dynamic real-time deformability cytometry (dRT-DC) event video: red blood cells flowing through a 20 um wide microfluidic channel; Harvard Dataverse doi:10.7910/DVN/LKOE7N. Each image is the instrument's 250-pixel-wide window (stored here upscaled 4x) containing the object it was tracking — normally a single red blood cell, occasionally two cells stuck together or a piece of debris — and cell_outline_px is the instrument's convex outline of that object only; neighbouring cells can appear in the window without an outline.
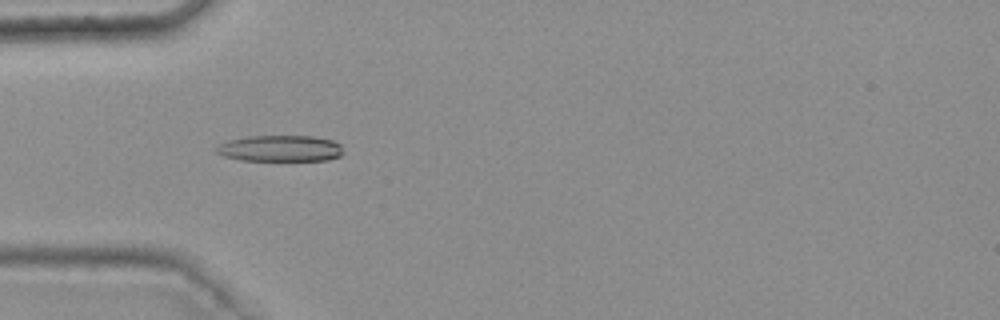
{"species": "common noctule bat (a hibernating species)", "species_latin": "Nyctalus noctula", "temperature_condition": "warm", "stored_images_in_passage": 48, "camera_frame_rate_fps": 3000, "um_per_image_px": 0.085, "animal": {"sex": "female", "body_mass_g": 25.1}, "frame": {"image": 1, "passage_image": 17, "time_ms": 5.333, "image_size_px": [1000, 320], "cell_outline_px": [[344, 152], [340, 156], [328, 160], [240, 160], [224, 156], [216, 152], [216, 148], [220, 144], [228, 140], [248, 136], [312, 136], [332, 140], [340, 144]], "centroid_in_image_um": [23.84, 12.61], "position_along_channel_um": 61.2, "area_um2": 19.36}}
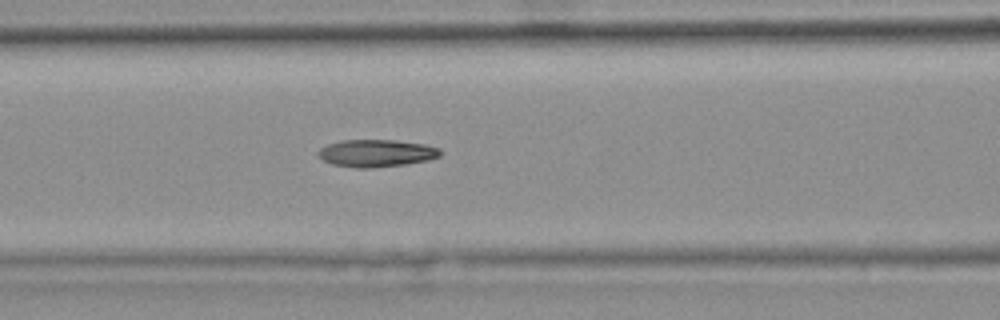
{"frame": {"image": 2, "passage_image": 23, "time_ms": 7.333, "image_size_px": [1000, 320], "cell_outline_px": [[440, 156], [428, 160], [404, 164], [372, 168], [356, 168], [332, 164], [316, 156], [316, 152], [320, 148], [328, 144], [340, 140], [396, 140], [424, 144], [440, 148]], "centroid_in_image_um": [31.95, 13.02], "position_along_channel_um": 134.6, "area_um2": 19.54}}
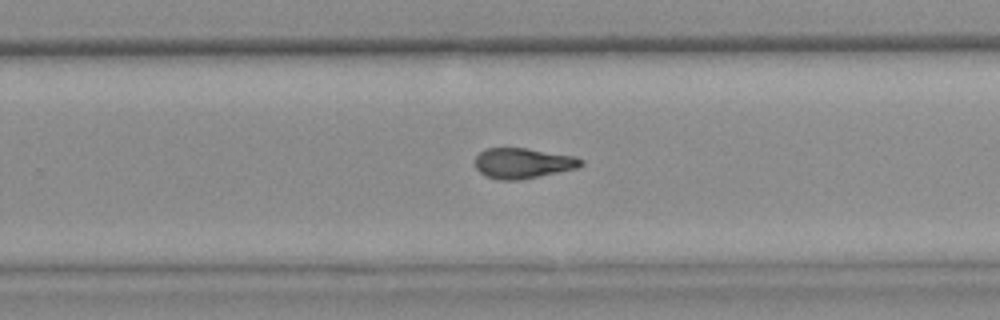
{"frame": {"image": 3, "passage_image": 35, "time_ms": 11.333, "image_size_px": [1000, 320], "cell_outline_px": [[584, 164], [576, 168], [516, 180], [496, 180], [480, 172], [476, 168], [476, 156], [480, 152], [488, 148], [524, 148], [576, 156], [584, 160]], "centroid_in_image_um": [44.45, 13.86], "position_along_channel_um": 285.3, "area_um2": 18.44}, "authors_computed_cell_mechanics": {"area_um2": 19.2185, "velocity_mm_per_s": 3.7752, "shape_relaxation_time_tau1_ms": null, "shape_relaxation_time_tau2_ms": 4.4057, "deformation_change_tau1": null, "deformation_change_tau2": 0.149}}